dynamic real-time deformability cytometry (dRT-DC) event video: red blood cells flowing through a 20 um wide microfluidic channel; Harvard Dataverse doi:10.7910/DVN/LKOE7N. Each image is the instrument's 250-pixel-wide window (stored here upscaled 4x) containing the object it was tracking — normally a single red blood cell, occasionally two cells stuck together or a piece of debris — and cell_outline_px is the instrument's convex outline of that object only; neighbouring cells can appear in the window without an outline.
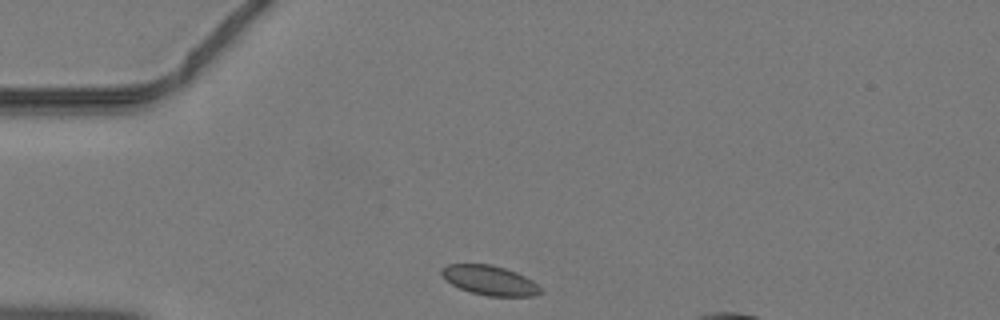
{"species": "common noctule bat (a hibernating species)", "species_latin": "Nyctalus noctula", "temperature_condition": "warm", "stored_images_in_passage": 36, "camera_frame_rate_fps": 3000, "um_per_image_px": 0.085, "animal": {"sex": "male", "body_mass_g": 19.2, "forearm_length_mm": 51.8}, "frame": {"image": 1, "passage_image": 1, "time_ms": 0.0, "image_size_px": [1000, 320], "cell_outline_px": [[544, 292], [536, 296], [488, 296], [472, 292], [460, 288], [452, 284], [440, 272], [440, 268], [448, 264], [492, 264], [516, 272], [532, 280]], "centroid_in_image_um": [41.65, 23.83], "position_along_channel_um": 43.4, "area_um2": 16.94}}
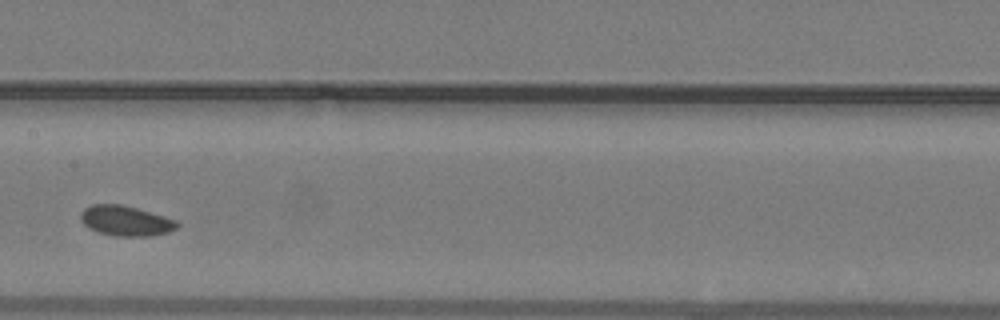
{"frame": {"image": 2, "passage_image": 13, "time_ms": 4.0, "image_size_px": [1000, 320], "cell_outline_px": [[180, 224], [176, 228], [168, 232], [152, 236], [116, 236], [96, 232], [88, 228], [80, 220], [80, 212], [84, 208], [92, 204], [120, 204], [136, 208], [176, 220]], "centroid_in_image_um": [10.64, 18.77], "position_along_channel_um": 196.8, "area_um2": 16.99}}
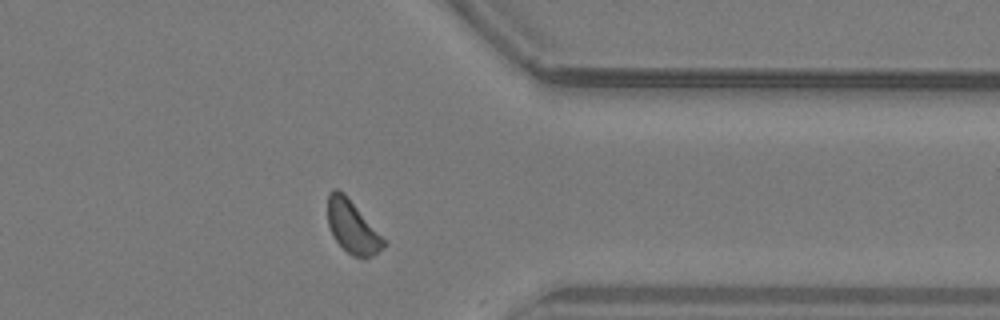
{"frame": {"image": 3, "passage_image": 26, "time_ms": 8.333, "image_size_px": [1000, 320], "cell_outline_px": [[388, 244], [384, 248], [372, 256], [352, 256], [332, 236], [328, 224], [328, 192], [332, 188], [336, 188], [344, 192]], "centroid_in_image_um": [29.93, 19.26], "position_along_channel_um": 381.5, "area_um2": 16.94}}